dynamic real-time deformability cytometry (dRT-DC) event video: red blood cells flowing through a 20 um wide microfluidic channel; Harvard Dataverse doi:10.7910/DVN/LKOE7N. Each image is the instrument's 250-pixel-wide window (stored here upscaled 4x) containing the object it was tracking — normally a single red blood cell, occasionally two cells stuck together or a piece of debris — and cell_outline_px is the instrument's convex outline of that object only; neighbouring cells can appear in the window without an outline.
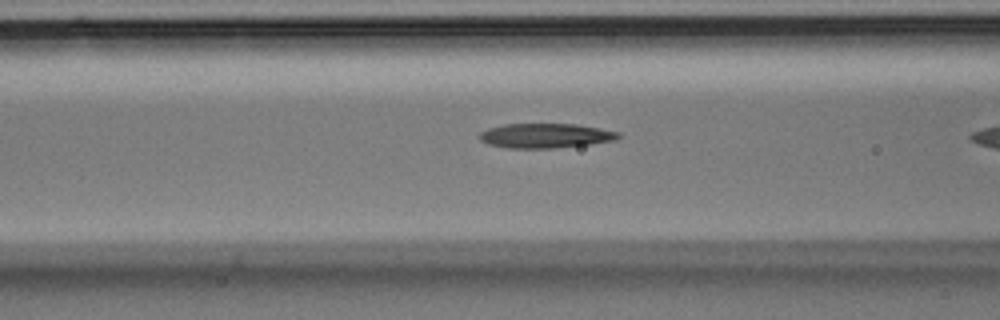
{"species": "Egyptian fruit bat (a non-hibernating species)", "species_latin": "Rousettus aegyptiacus", "temperature_condition": "room temperature", "stored_images_in_passage": 6, "camera_frame_rate_fps": 3000, "um_per_image_px": 0.085, "animal": {"sex": "male"}, "frame": {"image": 1, "passage_image": 5, "time_ms": 1.333, "image_size_px": [1000, 320], "cell_outline_px": [[620, 136], [616, 140], [588, 144], [552, 148], [508, 148], [488, 144], [480, 140], [476, 136], [480, 132], [488, 128], [504, 124], [576, 124], [600, 128], [620, 132]], "centroid_in_image_um": [46.33, 11.53], "position_along_channel_um": 120.3, "area_um2": 19.94}}